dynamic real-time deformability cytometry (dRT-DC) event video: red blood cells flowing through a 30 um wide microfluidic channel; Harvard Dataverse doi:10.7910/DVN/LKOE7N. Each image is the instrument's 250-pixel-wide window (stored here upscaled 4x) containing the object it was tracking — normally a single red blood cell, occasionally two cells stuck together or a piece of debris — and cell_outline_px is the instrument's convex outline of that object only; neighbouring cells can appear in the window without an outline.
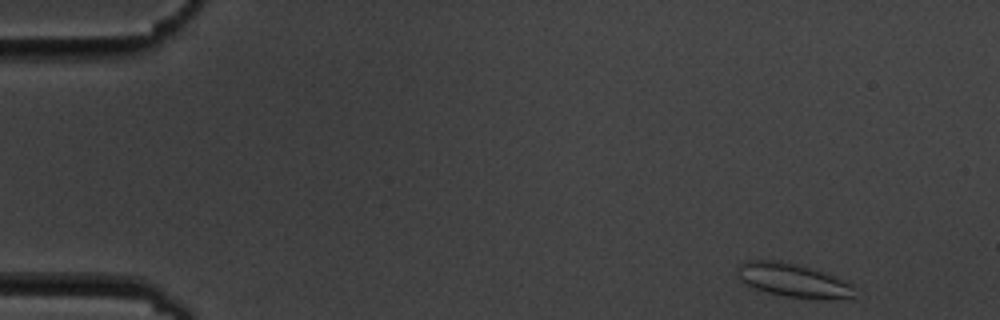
{"species": "common noctule bat (a hibernating species)", "species_latin": "Nyctalus noctula", "temperature_condition": "cold", "stored_images_in_passage": 4, "camera_frame_rate_fps": 3000, "um_per_image_px": 0.085, "animal": {"sex": "male", "body_mass_g": 19.5, "forearm_length_mm": 54.6}, "frame": {"image": 1, "passage_image": 1, "time_ms": 0.0, "image_size_px": [1000, 320], "cell_outline_px": [[852, 296], [784, 296], [768, 292], [744, 284], [740, 280], [736, 272], [736, 268], [744, 260], [780, 260], [796, 264], [832, 276], [852, 284]], "centroid_in_image_um": [67.2, 23.75], "position_along_channel_um": 17.8, "area_um2": 21.62}}
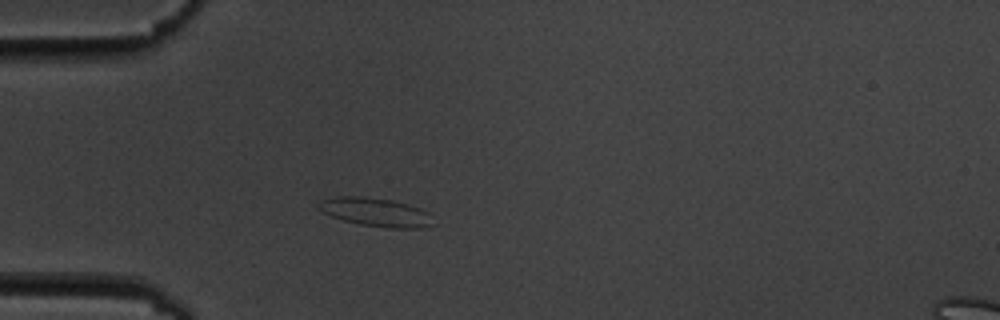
{"frame": {"image": 2, "passage_image": 4, "time_ms": 3.667, "image_size_px": [1000, 320], "cell_outline_px": [[436, 224], [424, 228], [388, 228], [360, 224], [344, 220], [332, 216], [324, 212], [316, 204], [320, 200], [336, 196], [360, 196], [392, 200], [408, 204], [432, 212]], "centroid_in_image_um": [32.04, 18.04], "position_along_channel_um": 53.0, "area_um2": 19.36}}